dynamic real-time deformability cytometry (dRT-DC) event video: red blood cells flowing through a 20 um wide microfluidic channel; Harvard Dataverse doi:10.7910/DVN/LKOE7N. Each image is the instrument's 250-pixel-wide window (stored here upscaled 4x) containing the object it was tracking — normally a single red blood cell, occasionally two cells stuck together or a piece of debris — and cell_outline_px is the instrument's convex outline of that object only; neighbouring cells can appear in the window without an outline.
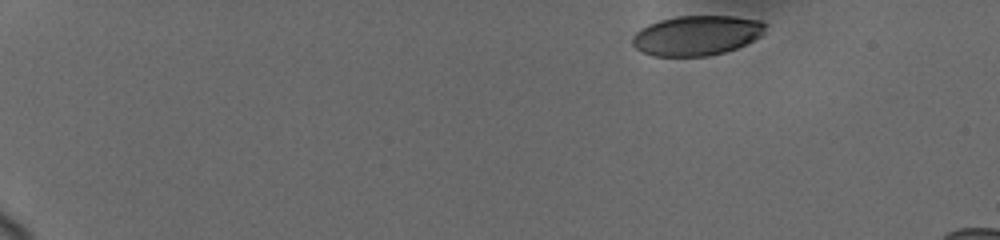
{"species": "human", "species_latin": "Homo sapiens", "temperature_condition": "cold", "stored_images_in_passage": 12, "camera_frame_rate_fps": 3000, "um_per_image_px": 0.085, "donor": {"sex": "female"}, "frame": {"image": 1, "passage_image": 1, "time_ms": 0.0, "image_size_px": [1000, 240], "cell_outline_px": [[768, 24], [764, 32], [760, 36], [736, 48], [724, 52], [708, 56], [652, 56], [640, 52], [632, 44], [632, 36], [640, 28], [648, 24], [660, 20], [676, 16], [732, 16], [760, 20]], "centroid_in_image_um": [59.19, 3.01], "position_along_channel_um": 25.8, "area_um2": 31.04}}
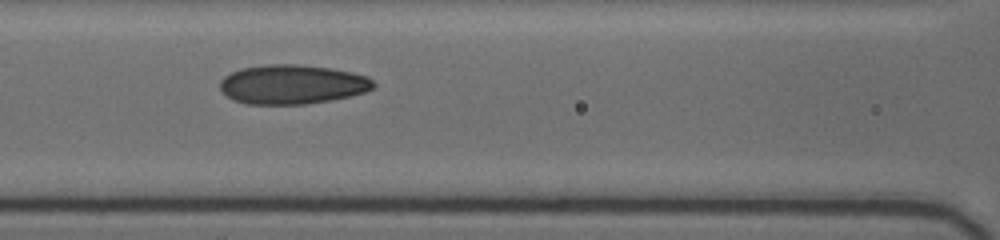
{"frame": {"image": 2, "passage_image": 9, "time_ms": 6.667, "image_size_px": [1000, 240], "cell_outline_px": [[376, 84], [372, 88], [364, 92], [332, 100], [304, 104], [248, 104], [232, 100], [220, 88], [220, 80], [224, 76], [240, 68], [264, 64], [300, 64], [328, 68], [352, 72], [364, 76], [372, 80]], "centroid_in_image_um": [24.8, 7.17], "position_along_channel_um": 141.8, "area_um2": 35.08}}
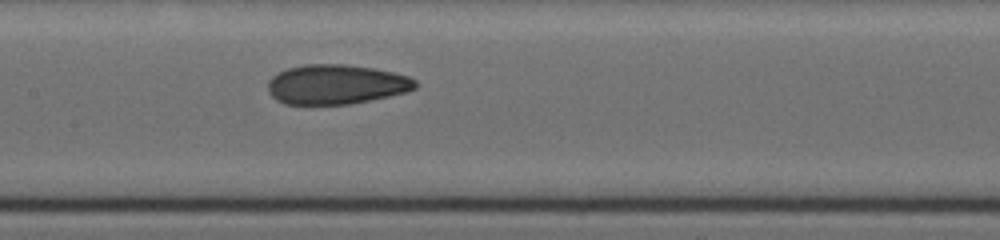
{"frame": {"image": 3, "passage_image": 12, "time_ms": 7.667, "image_size_px": [1000, 240], "cell_outline_px": [[416, 88], [408, 92], [348, 104], [284, 104], [276, 100], [268, 92], [268, 80], [272, 76], [288, 68], [304, 64], [344, 64], [376, 68], [408, 76], [416, 80]], "centroid_in_image_um": [28.57, 7.17], "position_along_channel_um": 178.8, "area_um2": 34.1}}